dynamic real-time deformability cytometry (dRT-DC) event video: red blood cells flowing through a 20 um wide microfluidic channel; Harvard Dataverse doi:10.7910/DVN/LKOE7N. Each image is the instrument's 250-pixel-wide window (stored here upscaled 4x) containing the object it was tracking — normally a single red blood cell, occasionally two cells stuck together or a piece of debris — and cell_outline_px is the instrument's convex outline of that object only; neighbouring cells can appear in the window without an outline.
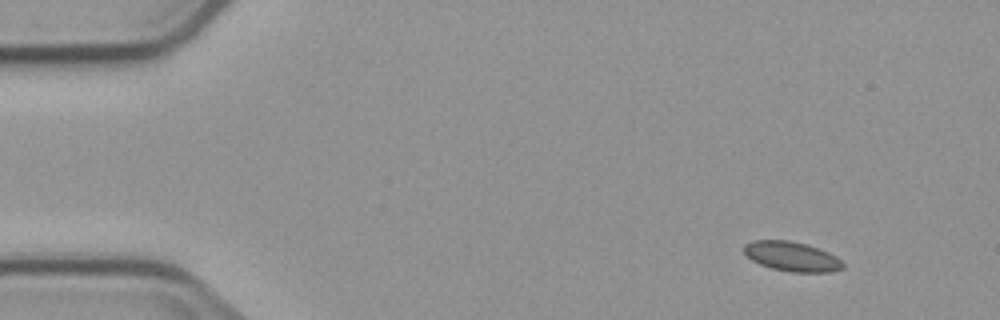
{"species": "common noctule bat (a hibernating species)", "species_latin": "Nyctalus noctula", "temperature_condition": "cold", "stored_images_in_passage": 4, "camera_frame_rate_fps": 3000, "um_per_image_px": 0.085, "animal": {"sex": "male", "body_mass_g": 23.1, "forearm_length_mm": 52.7}, "frame": {"image": 1, "passage_image": 1, "time_ms": 0.0, "image_size_px": [1000, 320], "cell_outline_px": [[844, 268], [832, 272], [792, 272], [772, 268], [760, 264], [752, 260], [744, 252], [744, 244], [752, 240], [788, 240], [804, 244], [828, 252], [836, 256], [844, 264]], "centroid_in_image_um": [67.3, 21.8], "position_along_channel_um": 17.7, "area_um2": 16.94}}
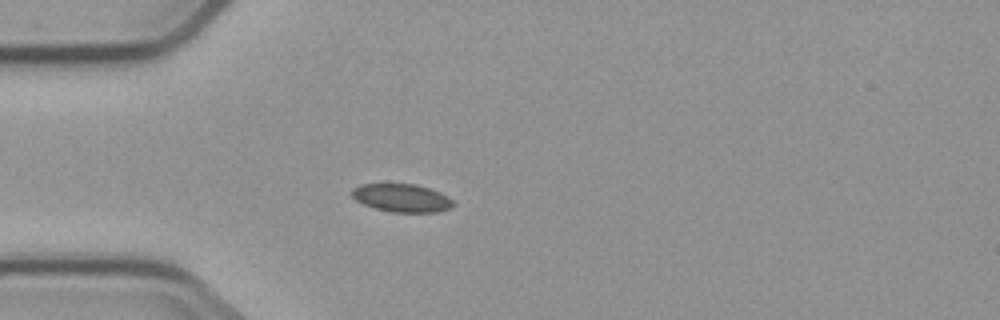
{"frame": {"image": 2, "passage_image": 4, "time_ms": 3.333, "image_size_px": [1000, 320], "cell_outline_px": [[456, 204], [452, 208], [436, 212], [392, 212], [376, 208], [364, 204], [356, 200], [352, 196], [352, 188], [360, 184], [416, 184], [440, 192], [448, 196]], "centroid_in_image_um": [34.18, 16.82], "position_along_channel_um": 50.8, "area_um2": 16.59}}